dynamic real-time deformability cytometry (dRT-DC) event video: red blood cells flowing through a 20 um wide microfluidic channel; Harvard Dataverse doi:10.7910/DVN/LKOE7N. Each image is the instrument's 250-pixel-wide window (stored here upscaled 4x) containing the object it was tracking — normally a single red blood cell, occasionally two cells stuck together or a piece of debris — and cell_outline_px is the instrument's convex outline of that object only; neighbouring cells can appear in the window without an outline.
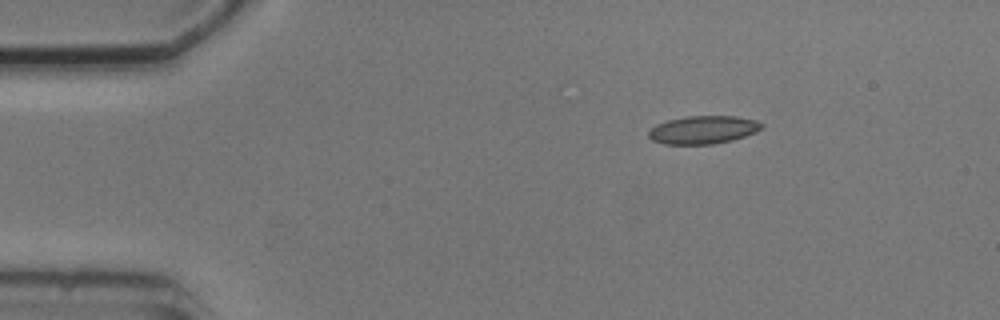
{"species": "common noctule bat (a hibernating species)", "species_latin": "Nyctalus noctula", "temperature_condition": "cold", "stored_images_in_passage": 4, "camera_frame_rate_fps": 3000, "um_per_image_px": 0.085, "animal": {"sex": "male", "body_mass_g": 20.5, "forearm_length_mm": 52.5}, "frame": {"image": 1, "passage_image": 2, "time_ms": 2.0, "image_size_px": [1000, 320], "cell_outline_px": [[764, 128], [756, 132], [732, 140], [712, 144], [664, 144], [652, 140], [648, 136], [648, 132], [656, 124], [668, 120], [688, 116], [736, 116], [756, 120], [764, 124]], "centroid_in_image_um": [59.79, 11.03], "position_along_channel_um": 25.2, "area_um2": 18.5}}